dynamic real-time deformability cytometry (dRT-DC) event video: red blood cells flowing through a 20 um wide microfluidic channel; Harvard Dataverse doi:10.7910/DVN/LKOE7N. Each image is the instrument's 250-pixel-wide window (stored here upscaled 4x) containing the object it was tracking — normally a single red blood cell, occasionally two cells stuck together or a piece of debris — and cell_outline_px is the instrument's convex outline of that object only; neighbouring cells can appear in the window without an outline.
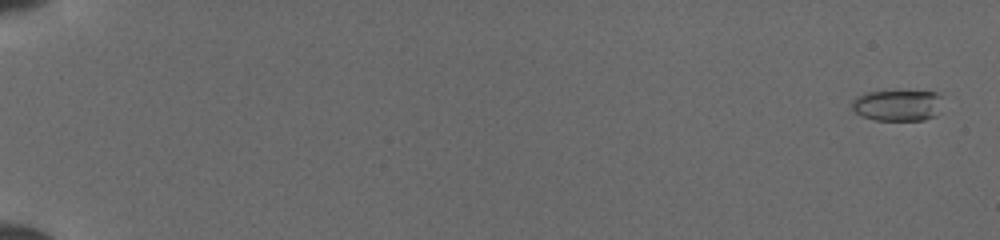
{"species": "common noctule bat (a hibernating species)", "species_latin": "Nyctalus noctula", "temperature_condition": "cold", "stored_images_in_passage": 53, "camera_frame_rate_fps": 3000, "um_per_image_px": 0.085, "animal": {"sex": "female", "body_mass_g": 19.5, "forearm_length_mm": 54.1}, "frame": {"image": 1, "passage_image": 3, "time_ms": 0.667, "image_size_px": [1000, 240], "cell_outline_px": [[940, 96], [936, 116], [924, 120], [876, 120], [860, 116], [852, 108], [852, 100], [856, 96], [864, 92], [936, 92]], "centroid_in_image_um": [76.22, 8.97], "position_along_channel_um": 8.8, "area_um2": 16.18}}
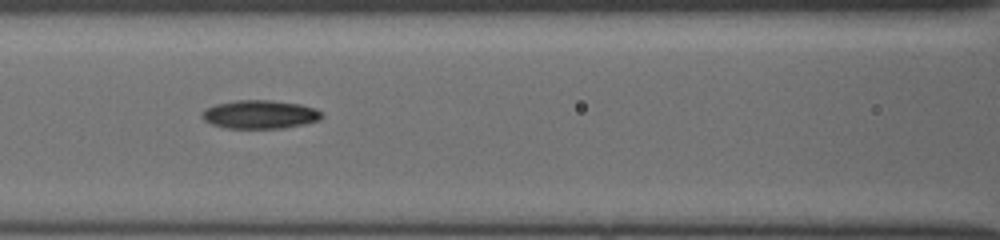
{"frame": {"image": 2, "passage_image": 27, "time_ms": 8.667, "image_size_px": [1000, 240], "cell_outline_px": [[324, 116], [320, 120], [304, 124], [284, 128], [224, 128], [212, 124], [204, 120], [200, 116], [204, 108], [216, 104], [236, 100], [272, 100], [300, 104], [316, 108], [324, 112]], "centroid_in_image_um": [22.11, 9.72], "position_along_channel_um": 144.5, "area_um2": 20.17}}
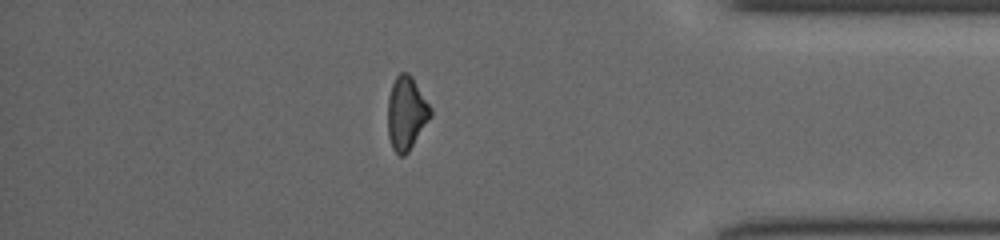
{"frame": {"image": 3, "passage_image": 47, "time_ms": 15.333, "image_size_px": [1000, 240], "cell_outline_px": [[432, 116], [408, 152], [404, 156], [400, 156], [392, 148], [388, 136], [388, 96], [392, 84], [396, 76], [400, 72], [408, 72], [412, 76], [432, 108]], "centroid_in_image_um": [34.55, 9.61], "position_along_channel_um": 400.7, "area_um2": 18.44}}